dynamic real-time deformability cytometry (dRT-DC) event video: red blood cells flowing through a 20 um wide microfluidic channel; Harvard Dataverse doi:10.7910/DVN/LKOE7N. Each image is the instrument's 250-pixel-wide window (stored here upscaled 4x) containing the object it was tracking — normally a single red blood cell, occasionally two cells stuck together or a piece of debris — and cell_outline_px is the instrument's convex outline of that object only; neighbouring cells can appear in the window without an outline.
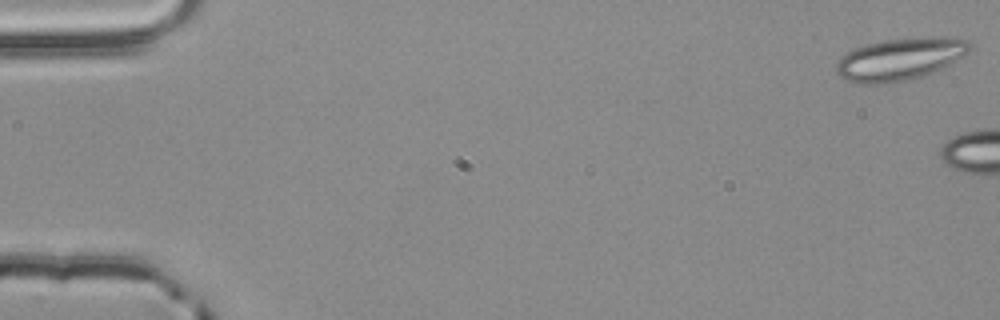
{"species": "common noctule bat (a hibernating species)", "species_latin": "Nyctalus noctula", "temperature_condition": "room temperature", "stored_images_in_passage": 5, "camera_frame_rate_fps": 3000, "um_per_image_px": 0.085, "animal": {"sex": "male", "body_mass_g": 20.4}, "frame": {"image": 1, "passage_image": 1, "time_ms": 0.0, "image_size_px": [1000, 320], "cell_outline_px": [[972, 48], [964, 56], [924, 76], [908, 80], [880, 84], [856, 84], [844, 80], [836, 72], [836, 60], [840, 56], [856, 48], [868, 44], [884, 40], [944, 36], [948, 36], [968, 40], [972, 44]], "centroid_in_image_um": [76.49, 5.03], "position_along_channel_um": 8.5, "area_um2": 33.0}}